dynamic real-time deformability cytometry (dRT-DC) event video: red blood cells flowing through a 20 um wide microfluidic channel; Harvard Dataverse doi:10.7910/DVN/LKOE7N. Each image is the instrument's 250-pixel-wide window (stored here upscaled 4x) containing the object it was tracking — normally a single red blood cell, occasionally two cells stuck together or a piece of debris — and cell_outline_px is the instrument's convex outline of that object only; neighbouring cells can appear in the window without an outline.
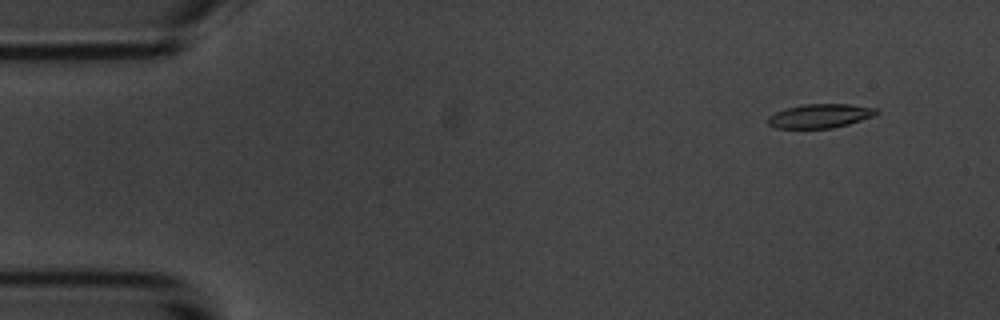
{"species": "common noctule bat (a hibernating species)", "species_latin": "Nyctalus noctula", "temperature_condition": "room temperature", "stored_images_in_passage": 5, "camera_frame_rate_fps": 3000, "um_per_image_px": 0.085, "animal": {"sex": "male", "body_mass_g": 20.1, "forearm_length_mm": 53.5}, "frame": {"image": 1, "passage_image": 2, "time_ms": 1.333, "image_size_px": [1000, 320], "cell_outline_px": [[880, 112], [876, 116], [848, 124], [832, 128], [776, 128], [768, 124], [768, 116], [776, 112], [788, 108], [804, 104], [848, 104], [880, 108]], "centroid_in_image_um": [69.78, 9.85], "position_along_channel_um": 15.2, "area_um2": 15.26}}
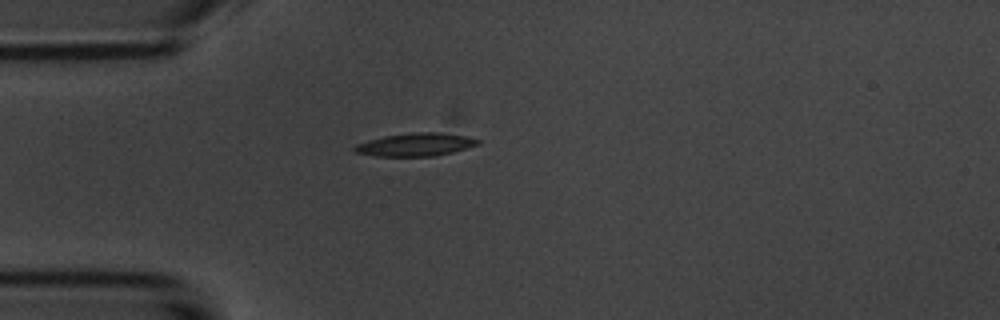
{"frame": {"image": 2, "passage_image": 5, "time_ms": 4.667, "image_size_px": [1000, 320], "cell_outline_px": [[480, 144], [452, 152], [436, 156], [372, 156], [356, 152], [352, 148], [356, 144], [368, 140], [384, 136], [412, 132], [440, 132], [464, 136], [480, 140]], "centroid_in_image_um": [35.3, 12.29], "position_along_channel_um": 49.7, "area_um2": 16.53}}